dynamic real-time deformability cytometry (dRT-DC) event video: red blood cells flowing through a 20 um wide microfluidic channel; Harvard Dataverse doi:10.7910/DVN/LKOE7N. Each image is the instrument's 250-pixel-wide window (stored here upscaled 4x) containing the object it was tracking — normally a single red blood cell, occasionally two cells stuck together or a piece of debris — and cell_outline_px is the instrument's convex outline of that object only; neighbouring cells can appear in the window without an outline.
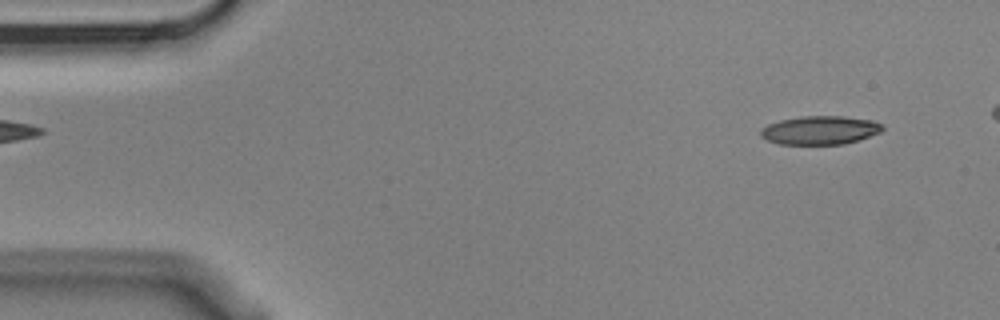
{"species": "Egyptian fruit bat (a non-hibernating species)", "species_latin": "Rousettus aegyptiacus", "temperature_condition": "cold", "stored_images_in_passage": 5, "camera_frame_rate_fps": 3000, "um_per_image_px": 0.085, "animal": {"sex": "male"}, "frame": {"image": 1, "passage_image": 1, "time_ms": 0.0, "image_size_px": [1000, 320], "cell_outline_px": [[884, 128], [880, 132], [860, 140], [844, 144], [780, 144], [768, 140], [760, 136], [760, 128], [768, 124], [780, 120], [804, 116], [844, 116], [872, 120], [880, 124]], "centroid_in_image_um": [69.69, 11.07], "position_along_channel_um": 15.3, "area_um2": 20.29}}